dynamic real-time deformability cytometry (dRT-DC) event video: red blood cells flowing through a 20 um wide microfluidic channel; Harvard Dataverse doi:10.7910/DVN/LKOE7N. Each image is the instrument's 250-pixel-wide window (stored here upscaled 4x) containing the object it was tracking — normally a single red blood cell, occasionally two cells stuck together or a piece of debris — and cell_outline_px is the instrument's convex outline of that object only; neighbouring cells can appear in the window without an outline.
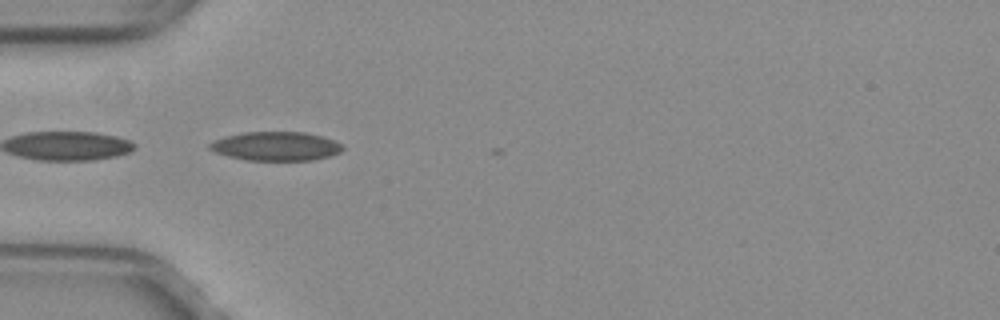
{"species": "common noctule bat (a hibernating species)", "species_latin": "Nyctalus noctula", "temperature_condition": "warm", "stored_images_in_passage": 4, "camera_frame_rate_fps": 3000, "um_per_image_px": 0.085, "animal": {"sex": "female", "body_mass_g": 29.2, "forearm_length_mm": 56.3}, "frame": {"image": 1, "passage_image": 1, "time_ms": 0.0, "image_size_px": [1000, 320], "cell_outline_px": [[344, 148], [340, 152], [328, 156], [312, 160], [244, 160], [228, 156], [216, 152], [208, 148], [208, 144], [212, 140], [224, 136], [244, 132], [304, 132], [324, 136], [344, 144]], "centroid_in_image_um": [23.45, 12.42], "position_along_channel_um": 61.6, "area_um2": 22.6}}